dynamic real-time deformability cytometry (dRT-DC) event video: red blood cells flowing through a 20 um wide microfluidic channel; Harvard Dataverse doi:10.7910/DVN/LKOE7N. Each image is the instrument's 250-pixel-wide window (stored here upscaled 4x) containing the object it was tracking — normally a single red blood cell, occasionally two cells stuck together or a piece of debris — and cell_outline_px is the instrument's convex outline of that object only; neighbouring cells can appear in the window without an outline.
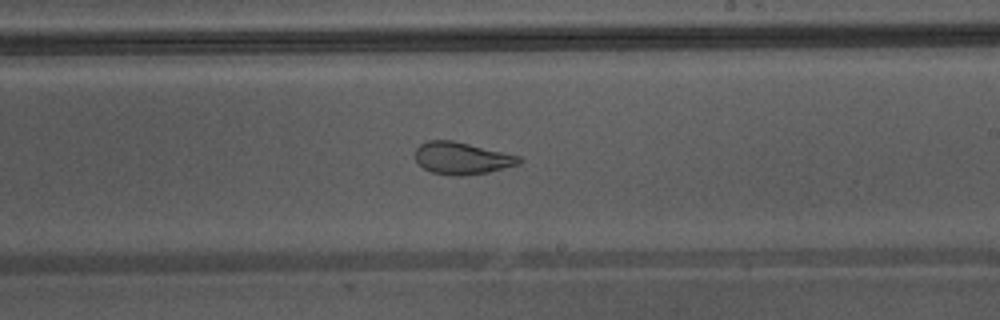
{"species": "Egyptian fruit bat (a non-hibernating species)", "species_latin": "Rousettus aegyptiacus", "temperature_condition": "warm", "stored_images_in_passage": 28, "camera_frame_rate_fps": 3000, "um_per_image_px": 0.085, "animal": {"sex": "male"}, "frame": {"image": 1, "passage_image": 13, "time_ms": 4.0, "image_size_px": [1000, 320], "cell_outline_px": [[524, 160], [520, 164], [488, 172], [464, 176], [452, 176], [432, 172], [424, 168], [416, 160], [416, 148], [420, 144], [428, 140], [452, 140], [520, 156]], "centroid_in_image_um": [39.28, 13.45], "position_along_channel_um": 249.7, "area_um2": 19.42}}